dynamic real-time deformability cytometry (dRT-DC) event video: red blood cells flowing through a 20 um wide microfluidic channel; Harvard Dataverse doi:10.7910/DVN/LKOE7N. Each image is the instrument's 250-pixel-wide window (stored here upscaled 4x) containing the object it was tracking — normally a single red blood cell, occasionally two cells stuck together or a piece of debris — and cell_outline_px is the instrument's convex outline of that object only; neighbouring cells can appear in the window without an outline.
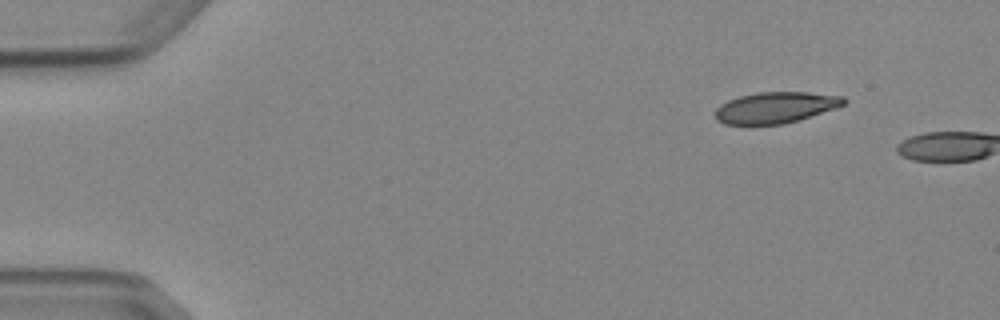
{"species": "Egyptian fruit bat (a non-hibernating species)", "species_latin": "Rousettus aegyptiacus", "temperature_condition": "cold", "stored_images_in_passage": 2, "camera_frame_rate_fps": 3000, "um_per_image_px": 0.085, "animal": {"sex": "female"}, "frame": {"image": 1, "passage_image": 1, "time_ms": 0.0, "image_size_px": [1000, 320], "cell_outline_px": [[848, 100], [844, 104], [836, 108], [800, 120], [784, 124], [724, 124], [716, 120], [716, 108], [720, 104], [728, 100], [740, 96], [756, 92], [808, 92], [844, 96]], "centroid_in_image_um": [65.95, 9.13], "position_along_channel_um": 19.1, "area_um2": 23.47}}